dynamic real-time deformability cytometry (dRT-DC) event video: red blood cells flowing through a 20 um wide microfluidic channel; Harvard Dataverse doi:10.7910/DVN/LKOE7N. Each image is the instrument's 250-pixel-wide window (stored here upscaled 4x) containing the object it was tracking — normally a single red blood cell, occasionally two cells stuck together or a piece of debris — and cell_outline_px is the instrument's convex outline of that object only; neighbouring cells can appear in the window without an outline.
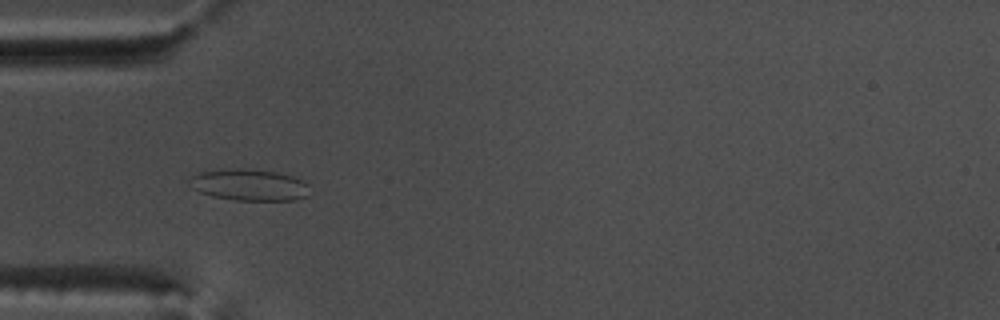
{"species": "common noctule bat (a hibernating species)", "species_latin": "Nyctalus noctula", "temperature_condition": "warm", "stored_images_in_passage": 53, "camera_frame_rate_fps": 3000, "um_per_image_px": 0.085, "animal": {"sex": "male", "body_mass_g": 17.5, "forearm_length_mm": 52.3}, "frame": {"image": 1, "passage_image": 16, "time_ms": 5.0, "image_size_px": [1000, 320], "cell_outline_px": [[308, 196], [296, 200], [236, 200], [212, 196], [200, 192], [192, 188], [188, 180], [192, 176], [200, 172], [224, 168], [244, 168], [276, 172], [292, 176], [308, 184]], "centroid_in_image_um": [21.16, 15.71], "position_along_channel_um": 63.8, "area_um2": 22.14}}
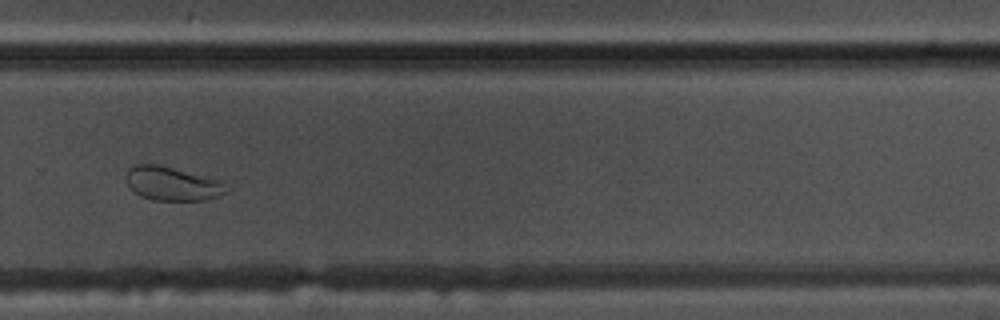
{"frame": {"image": 2, "passage_image": 36, "time_ms": 11.667, "image_size_px": [1000, 320], "cell_outline_px": [[228, 188], [224, 192], [216, 196], [204, 200], [152, 200], [140, 196], [128, 188], [124, 176], [128, 168], [136, 164], [160, 164], [220, 180]], "centroid_in_image_um": [14.55, 15.6], "position_along_channel_um": 315.3, "area_um2": 19.88}}
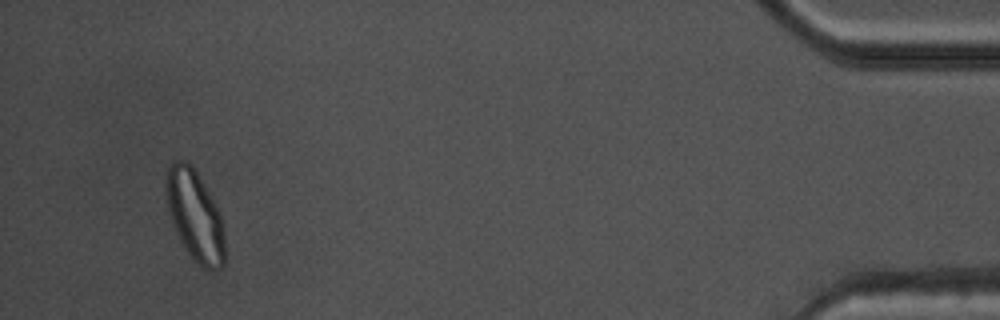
{"frame": {"image": 3, "passage_image": 50, "time_ms": 16.333, "image_size_px": [1000, 320], "cell_outline_px": [[224, 264], [220, 268], [212, 272], [204, 268], [184, 248], [172, 224], [168, 212], [164, 188], [164, 172], [168, 164], [172, 160], [188, 160], [196, 172], [220, 212], [224, 224]], "centroid_in_image_um": [16.53, 18.27], "position_along_channel_um": 418.7, "area_um2": 31.5}, "authors_computed_cell_mechanics": {"area_um2": 24.7962, "velocity_mm_per_s": 3.792, "shape_relaxation_time_tau1_ms": null, "shape_relaxation_time_tau2_ms": 1.209, "deformation_change_tau1": null, "deformation_change_tau2": 0.068}}